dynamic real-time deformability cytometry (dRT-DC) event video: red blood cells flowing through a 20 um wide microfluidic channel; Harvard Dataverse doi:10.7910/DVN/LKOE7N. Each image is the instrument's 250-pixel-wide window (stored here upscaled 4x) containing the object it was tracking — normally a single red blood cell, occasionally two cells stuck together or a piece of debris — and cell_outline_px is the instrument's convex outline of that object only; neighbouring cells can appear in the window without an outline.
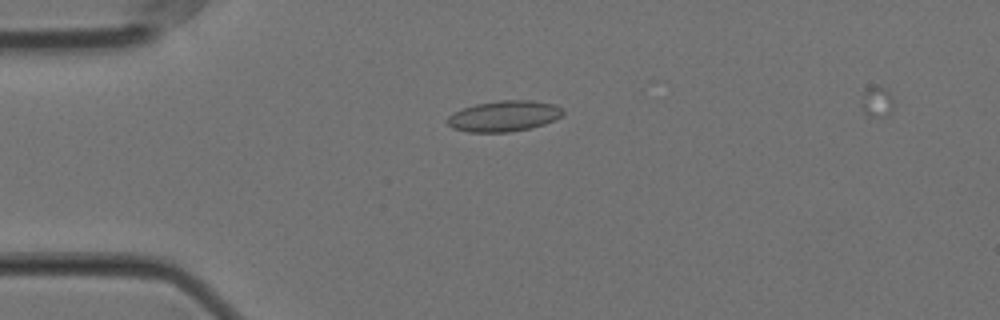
{"species": "Egyptian fruit bat (a non-hibernating species)", "species_latin": "Rousettus aegyptiacus", "temperature_condition": "cold", "stored_images_in_passage": 5, "camera_frame_rate_fps": 3000, "um_per_image_px": 0.085, "animal": {"sex": "female"}, "frame": {"image": 1, "passage_image": 3, "time_ms": 0.667, "image_size_px": [1000, 320], "cell_outline_px": [[564, 112], [560, 116], [544, 124], [528, 128], [508, 132], [468, 132], [452, 128], [448, 124], [448, 116], [464, 108], [476, 104], [500, 100], [528, 100], [552, 104], [560, 108]], "centroid_in_image_um": [42.81, 9.87], "position_along_channel_um": 42.2, "area_um2": 20.29}}